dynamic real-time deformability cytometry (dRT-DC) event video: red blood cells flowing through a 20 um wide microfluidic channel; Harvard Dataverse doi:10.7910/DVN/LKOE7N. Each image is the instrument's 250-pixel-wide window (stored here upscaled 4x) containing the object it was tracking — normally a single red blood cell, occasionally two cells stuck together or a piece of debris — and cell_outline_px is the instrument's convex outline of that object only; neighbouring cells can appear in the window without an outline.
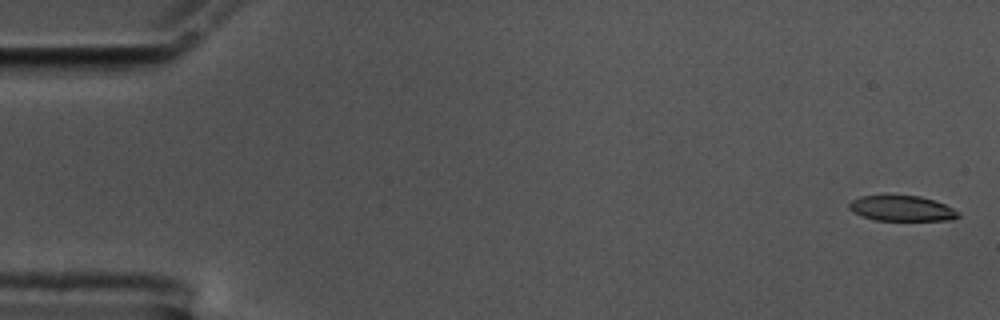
{"species": "common noctule bat (a hibernating species)", "species_latin": "Nyctalus noctula", "temperature_condition": "cold", "stored_images_in_passage": 12, "camera_frame_rate_fps": 3000, "um_per_image_px": 0.085, "animal": {"sex": "male", "body_mass_g": 17.5, "forearm_length_mm": 52.3}, "frame": {"image": 1, "passage_image": 2, "time_ms": 0.333, "image_size_px": [1000, 320], "cell_outline_px": [[960, 216], [948, 220], [876, 220], [860, 216], [852, 212], [848, 208], [848, 204], [852, 200], [860, 196], [920, 196], [936, 200], [960, 212]], "centroid_in_image_um": [76.63, 17.72], "position_along_channel_um": 8.4, "area_um2": 16.13}}